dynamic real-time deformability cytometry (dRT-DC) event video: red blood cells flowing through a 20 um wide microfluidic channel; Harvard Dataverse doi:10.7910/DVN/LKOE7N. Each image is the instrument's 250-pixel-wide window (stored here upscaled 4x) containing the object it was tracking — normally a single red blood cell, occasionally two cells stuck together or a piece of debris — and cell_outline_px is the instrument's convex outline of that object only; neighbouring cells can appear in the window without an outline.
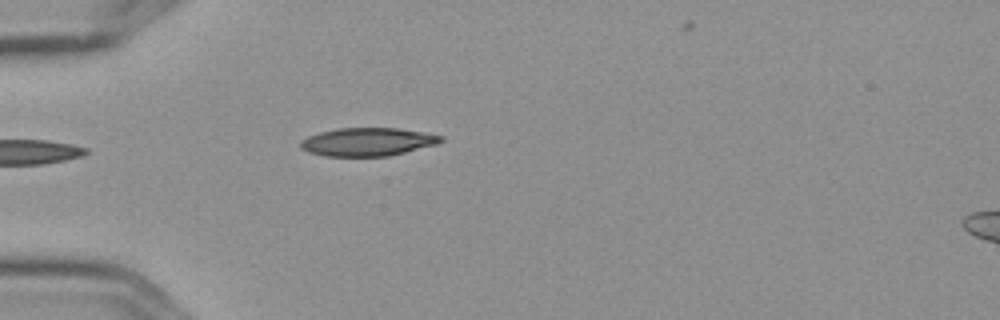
{"species": "Egyptian fruit bat (a non-hibernating species)", "species_latin": "Rousettus aegyptiacus", "temperature_condition": "cold", "stored_images_in_passage": 3, "camera_frame_rate_fps": 3000, "um_per_image_px": 0.085, "frame": {"image": 1, "passage_image": 1, "time_ms": 0.0, "image_size_px": [1000, 320], "cell_outline_px": [[444, 140], [436, 144], [388, 156], [324, 156], [308, 152], [300, 148], [300, 140], [308, 136], [320, 132], [340, 128], [396, 128], [444, 136]], "centroid_in_image_um": [31.2, 12.06], "position_along_channel_um": 53.8, "area_um2": 22.89}}
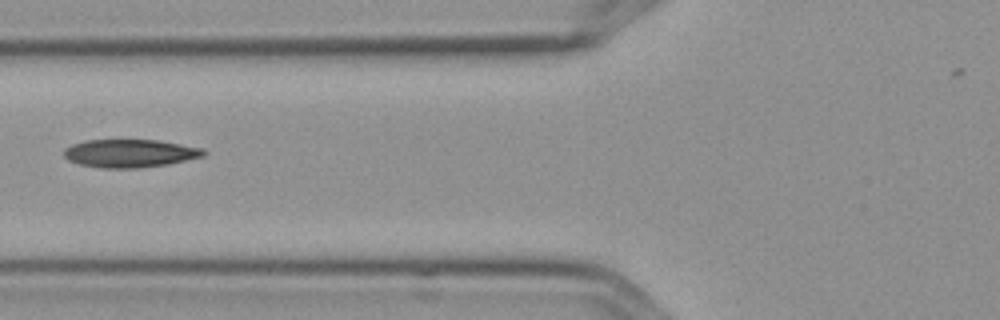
{"frame": {"image": 2, "passage_image": 3, "time_ms": 0.667, "image_size_px": [1000, 320], "cell_outline_px": [[208, 152], [204, 156], [168, 164], [140, 168], [100, 168], [80, 164], [68, 160], [64, 156], [64, 148], [72, 144], [84, 140], [160, 140], [204, 148]], "centroid_in_image_um": [11.06, 13.03], "position_along_channel_um": 114.7, "area_um2": 23.06}}